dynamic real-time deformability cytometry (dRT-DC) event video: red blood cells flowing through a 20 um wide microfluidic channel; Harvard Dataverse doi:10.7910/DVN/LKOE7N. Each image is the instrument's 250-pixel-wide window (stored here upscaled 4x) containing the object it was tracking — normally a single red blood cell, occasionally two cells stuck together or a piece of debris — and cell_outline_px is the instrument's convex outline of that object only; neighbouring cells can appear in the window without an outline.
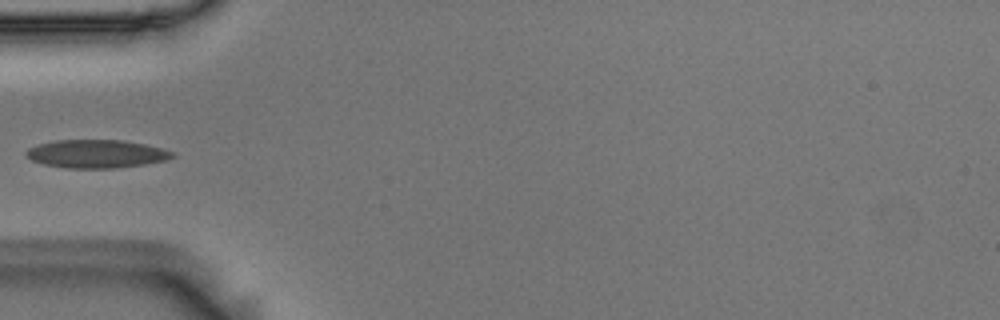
{"species": "Egyptian fruit bat (a non-hibernating species)", "species_latin": "Rousettus aegyptiacus", "temperature_condition": "room temperature", "stored_images_in_passage": 37, "camera_frame_rate_fps": 3000, "um_per_image_px": 0.085, "animal": {"sex": "male"}, "frame": {"image": 1, "passage_image": 1, "time_ms": 0.0, "image_size_px": [1000, 320], "cell_outline_px": [[176, 156], [164, 160], [144, 164], [116, 168], [68, 168], [44, 164], [32, 160], [24, 152], [28, 148], [40, 144], [56, 140], [124, 140], [144, 144], [176, 152]], "centroid_in_image_um": [8.21, 13.07], "position_along_channel_um": 76.8, "area_um2": 23.87}}
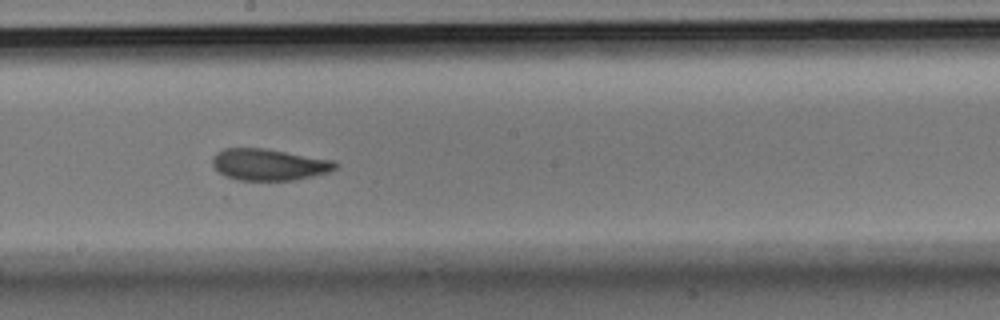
{"frame": {"image": 2, "passage_image": 13, "time_ms": 4.0, "image_size_px": [1000, 320], "cell_outline_px": [[336, 168], [328, 172], [296, 180], [236, 180], [224, 176], [212, 164], [212, 156], [216, 152], [224, 148], [264, 148], [332, 160], [336, 164]], "centroid_in_image_um": [22.81, 13.99], "position_along_channel_um": 225.4, "area_um2": 22.48}}
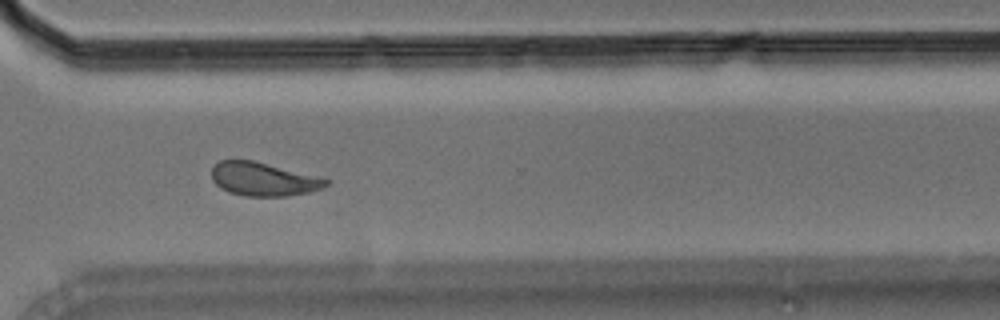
{"frame": {"image": 3, "passage_image": 23, "time_ms": 7.333, "image_size_px": [1000, 320], "cell_outline_px": [[332, 180], [328, 184], [320, 188], [308, 192], [284, 196], [244, 196], [228, 192], [220, 188], [212, 180], [212, 168], [220, 160], [252, 160]], "centroid_in_image_um": [22.35, 15.23], "position_along_channel_um": 348.3, "area_um2": 22.08}}